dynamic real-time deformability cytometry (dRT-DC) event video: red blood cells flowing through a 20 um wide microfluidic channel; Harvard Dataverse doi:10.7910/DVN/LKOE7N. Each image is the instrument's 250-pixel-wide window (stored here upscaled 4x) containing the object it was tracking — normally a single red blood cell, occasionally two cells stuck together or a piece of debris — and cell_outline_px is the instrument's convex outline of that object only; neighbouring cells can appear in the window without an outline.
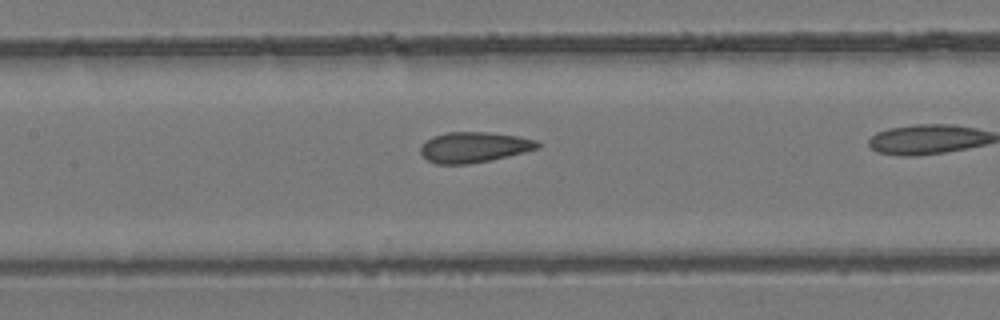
{"species": "common noctule bat (a hibernating species)", "species_latin": "Nyctalus noctula", "temperature_condition": "room temperature", "stored_images_in_passage": 37, "camera_frame_rate_fps": 3000, "um_per_image_px": 0.085, "animal": {"sex": "female", "body_mass_g": 24.6, "forearm_length_mm": 56.2}, "frame": {"image": 1, "passage_image": 22, "time_ms": 7.0, "image_size_px": [1000, 320], "cell_outline_px": [[544, 144], [540, 148], [492, 160], [468, 164], [436, 164], [428, 160], [420, 152], [420, 148], [432, 136], [448, 132], [488, 132], [520, 136], [536, 140]], "centroid_in_image_um": [40.35, 12.51], "position_along_channel_um": 167.0, "area_um2": 20.92}}